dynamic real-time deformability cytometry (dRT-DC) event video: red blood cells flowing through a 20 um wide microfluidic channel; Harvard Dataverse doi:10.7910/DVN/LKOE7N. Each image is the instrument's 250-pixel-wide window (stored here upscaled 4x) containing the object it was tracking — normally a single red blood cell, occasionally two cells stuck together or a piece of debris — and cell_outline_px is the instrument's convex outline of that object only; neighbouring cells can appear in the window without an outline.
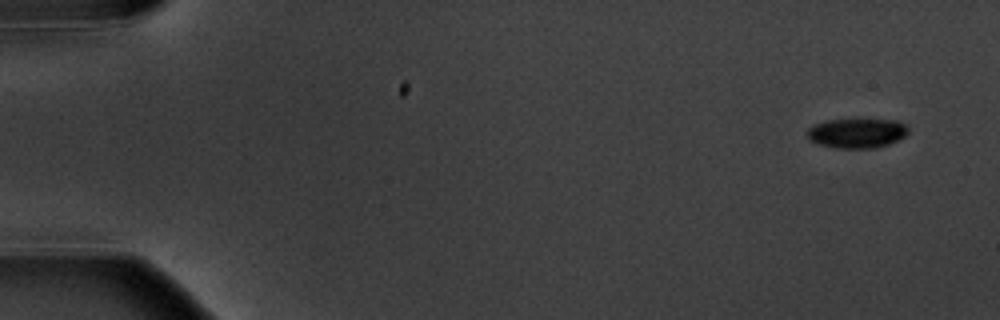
{"species": "common noctule bat (a hibernating species)", "species_latin": "Nyctalus noctula", "temperature_condition": "warm", "stored_images_in_passage": 4, "camera_frame_rate_fps": 3000, "um_per_image_px": 0.085, "animal": {"sex": "male", "body_mass_g": 20.1, "forearm_length_mm": 53.5}, "frame": {"image": 1, "passage_image": 1, "time_ms": 0.0, "image_size_px": [1000, 320], "cell_outline_px": [[908, 132], [904, 136], [888, 144], [876, 148], [836, 148], [816, 144], [808, 140], [808, 128], [816, 124], [828, 120], [900, 120], [908, 128]], "centroid_in_image_um": [72.82, 11.33], "position_along_channel_um": 12.2, "area_um2": 17.34}}